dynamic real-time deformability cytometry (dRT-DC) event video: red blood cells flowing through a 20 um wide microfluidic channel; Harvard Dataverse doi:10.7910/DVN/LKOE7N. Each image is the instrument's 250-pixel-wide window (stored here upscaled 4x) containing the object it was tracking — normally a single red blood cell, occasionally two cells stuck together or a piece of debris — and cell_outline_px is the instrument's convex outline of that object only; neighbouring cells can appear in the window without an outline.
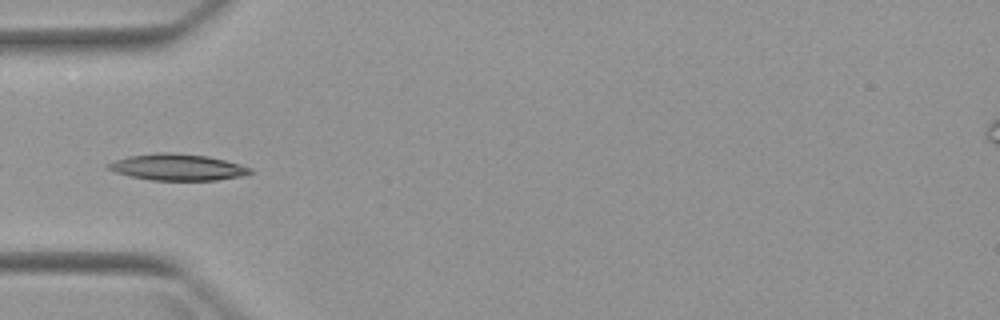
{"species": "Egyptian fruit bat (a non-hibernating species)", "species_latin": "Rousettus aegyptiacus", "temperature_condition": "warm", "stored_images_in_passage": 5, "segment_of_instrument_passage": [2, 2], "camera_frame_rate_fps": 3000, "um_per_image_px": 0.085, "animal": {"sex": "female"}, "frame": {"image": 1, "passage_image": 4, "time_ms": 4.667, "image_size_px": [1000, 320], "cell_outline_px": [[252, 172], [240, 176], [216, 180], [152, 180], [128, 176], [116, 172], [108, 168], [108, 164], [116, 160], [128, 156], [164, 152], [168, 152], [208, 156], [240, 164], [252, 168]], "centroid_in_image_um": [15.1, 14.21], "position_along_channel_um": 69.9, "area_um2": 21.56}}
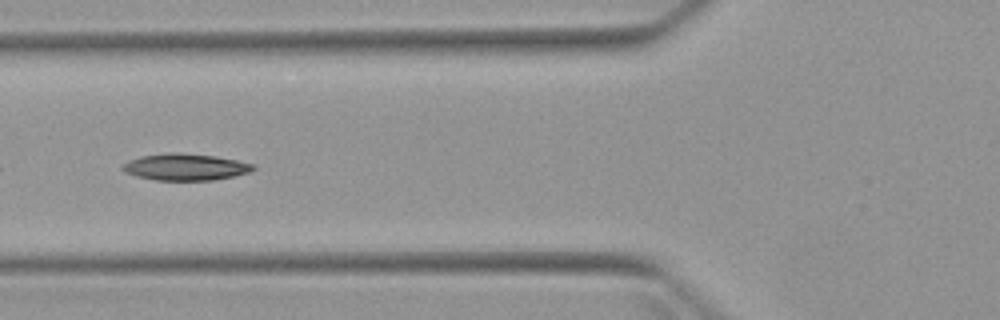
{"frame": {"image": 2, "passage_image": 5, "time_ms": 5.667, "image_size_px": [1000, 320], "cell_outline_px": [[256, 168], [248, 172], [236, 176], [212, 180], [156, 180], [136, 176], [124, 172], [120, 168], [128, 160], [140, 156], [168, 152], [176, 152], [216, 156], [236, 160], [252, 164]], "centroid_in_image_um": [15.72, 14.19], "position_along_channel_um": 110.1, "area_um2": 20.35}}